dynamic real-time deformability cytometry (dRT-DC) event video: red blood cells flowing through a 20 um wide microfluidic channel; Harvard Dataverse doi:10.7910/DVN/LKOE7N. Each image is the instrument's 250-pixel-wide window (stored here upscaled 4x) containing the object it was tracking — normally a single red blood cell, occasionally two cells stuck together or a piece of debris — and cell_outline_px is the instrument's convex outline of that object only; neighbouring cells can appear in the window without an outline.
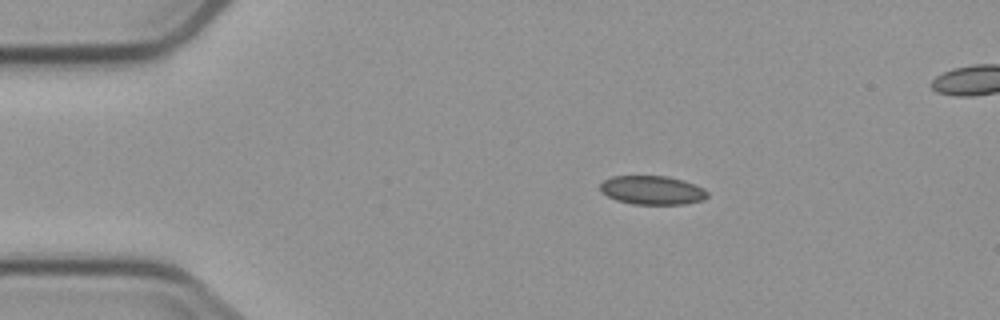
{"species": "common noctule bat (a hibernating species)", "species_latin": "Nyctalus noctula", "temperature_condition": "cold", "stored_images_in_passage": 4, "camera_frame_rate_fps": 3000, "um_per_image_px": 0.085, "animal": {"sex": "male", "body_mass_g": 23.1, "forearm_length_mm": 52.7}, "frame": {"image": 1, "passage_image": 2, "time_ms": 1.0, "image_size_px": [1000, 320], "cell_outline_px": [[708, 196], [704, 200], [684, 204], [632, 204], [616, 200], [600, 192], [600, 184], [604, 180], [612, 176], [668, 176], [684, 180], [704, 188], [708, 192]], "centroid_in_image_um": [55.45, 16.16], "position_along_channel_um": 29.6, "area_um2": 18.15}}